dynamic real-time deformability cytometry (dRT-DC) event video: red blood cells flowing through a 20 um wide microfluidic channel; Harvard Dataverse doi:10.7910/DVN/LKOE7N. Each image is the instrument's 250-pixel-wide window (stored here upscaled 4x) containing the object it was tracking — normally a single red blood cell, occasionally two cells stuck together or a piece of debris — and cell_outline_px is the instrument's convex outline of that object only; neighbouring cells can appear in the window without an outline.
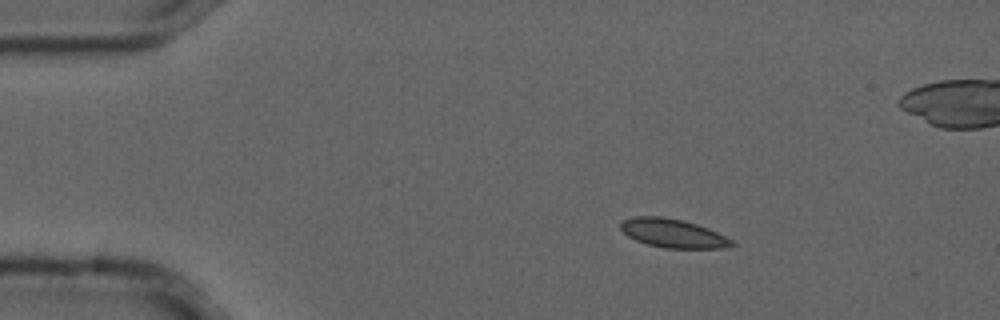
{"species": "common noctule bat (a hibernating species)", "species_latin": "Nyctalus noctula", "temperature_condition": "cold", "stored_images_in_passage": 4, "camera_frame_rate_fps": 3000, "um_per_image_px": 0.085, "animal": {"sex": "male", "forearm_length_mm": 52.5}, "frame": {"image": 1, "passage_image": 1, "time_ms": 0.0, "image_size_px": [1000, 320], "cell_outline_px": [[736, 244], [724, 248], [664, 248], [648, 244], [636, 240], [628, 236], [620, 228], [620, 220], [636, 216], [660, 216], [684, 220], [708, 228], [736, 240]], "centroid_in_image_um": [57.23, 19.82], "position_along_channel_um": 27.8, "area_um2": 18.79}}